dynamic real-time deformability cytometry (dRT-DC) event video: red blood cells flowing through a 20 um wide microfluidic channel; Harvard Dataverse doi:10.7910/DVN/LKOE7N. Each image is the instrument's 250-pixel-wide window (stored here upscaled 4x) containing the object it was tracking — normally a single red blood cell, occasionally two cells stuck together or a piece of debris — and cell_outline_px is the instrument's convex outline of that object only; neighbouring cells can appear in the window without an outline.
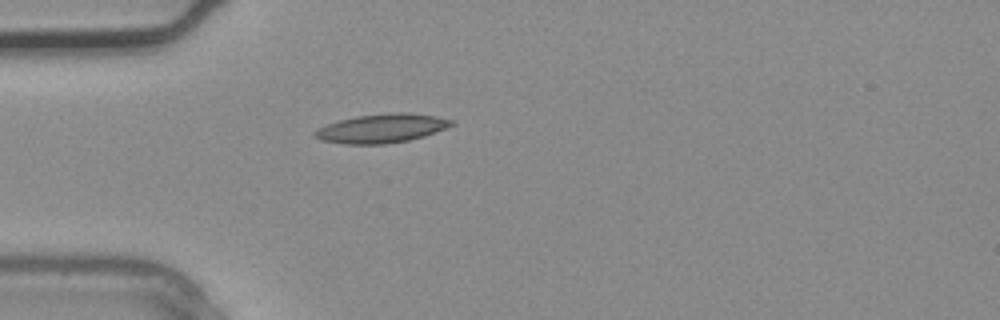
{"species": "common noctule bat (a hibernating species)", "species_latin": "Nyctalus noctula", "temperature_condition": "warm", "stored_images_in_passage": 3, "camera_frame_rate_fps": 3000, "um_per_image_px": 0.085, "animal": {"sex": "male", "body_mass_g": 20.4}, "frame": {"image": 1, "passage_image": 3, "time_ms": 0.667, "image_size_px": [1000, 320], "cell_outline_px": [[456, 124], [424, 136], [408, 140], [384, 144], [344, 144], [320, 140], [312, 136], [312, 132], [316, 128], [340, 120], [356, 116], [396, 112], [408, 112], [436, 116], [452, 120]], "centroid_in_image_um": [32.4, 10.91], "position_along_channel_um": 52.6, "area_um2": 23.06}}